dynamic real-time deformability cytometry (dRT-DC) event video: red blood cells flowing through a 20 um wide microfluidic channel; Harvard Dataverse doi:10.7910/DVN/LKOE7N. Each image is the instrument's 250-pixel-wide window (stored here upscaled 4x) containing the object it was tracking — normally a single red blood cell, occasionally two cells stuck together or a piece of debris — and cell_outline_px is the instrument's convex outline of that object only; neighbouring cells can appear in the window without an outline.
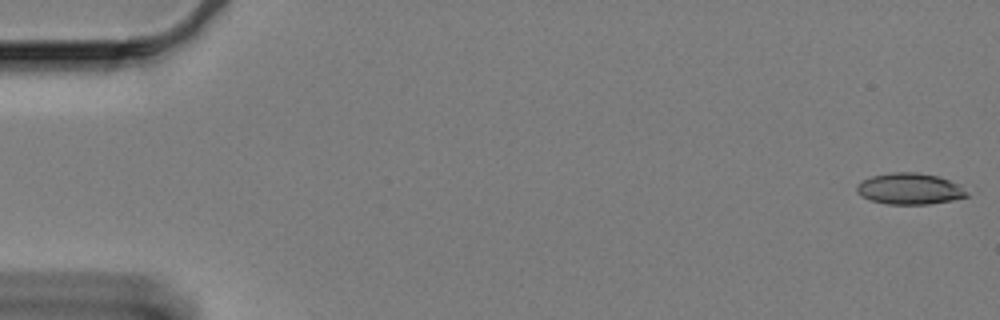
{"species": "Egyptian fruit bat (a non-hibernating species)", "species_latin": "Rousettus aegyptiacus", "temperature_condition": "cold", "stored_images_in_passage": 2, "camera_frame_rate_fps": 3000, "um_per_image_px": 0.085, "animal": {"sex": "female"}, "frame": {"image": 1, "passage_image": 1, "time_ms": 0.0, "image_size_px": [1000, 320], "cell_outline_px": [[968, 196], [952, 200], [928, 204], [888, 204], [872, 200], [860, 196], [856, 192], [856, 184], [872, 176], [888, 172], [916, 172], [936, 176], [948, 180], [956, 184], [968, 192]], "centroid_in_image_um": [77.27, 16.04], "position_along_channel_um": 7.7, "area_um2": 19.88}}